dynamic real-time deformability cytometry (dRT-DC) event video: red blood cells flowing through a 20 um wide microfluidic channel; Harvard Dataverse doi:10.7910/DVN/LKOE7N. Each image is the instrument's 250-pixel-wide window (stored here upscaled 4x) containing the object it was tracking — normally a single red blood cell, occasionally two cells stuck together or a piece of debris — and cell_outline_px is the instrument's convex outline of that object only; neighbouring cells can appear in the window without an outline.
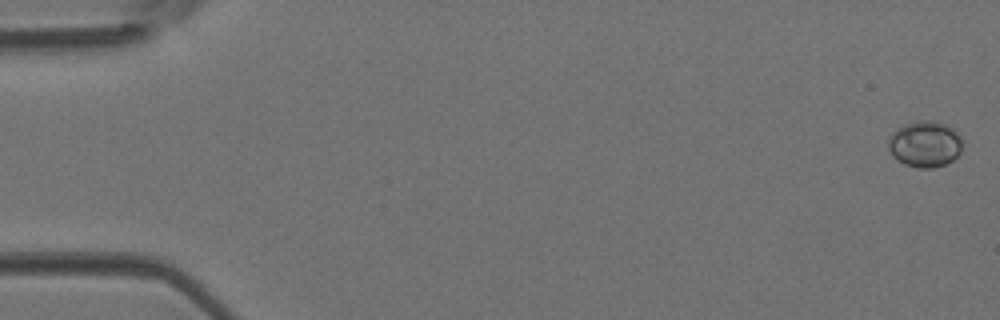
{"species": "Egyptian fruit bat (a non-hibernating species)", "species_latin": "Rousettus aegyptiacus", "temperature_condition": "room temperature", "stored_images_in_passage": 38, "camera_frame_rate_fps": 3000, "um_per_image_px": 0.085, "animal": {"sex": "female"}, "frame": {"image": 1, "passage_image": 1, "time_ms": 0.0, "image_size_px": [1000, 320], "cell_outline_px": [[964, 140], [960, 152], [952, 160], [944, 164], [932, 168], [920, 168], [904, 164], [892, 156], [888, 148], [888, 136], [896, 128], [904, 124], [916, 120], [932, 120], [944, 124], [952, 128]], "centroid_in_image_um": [78.59, 12.23], "position_along_channel_um": 6.4, "area_um2": 20.17}}
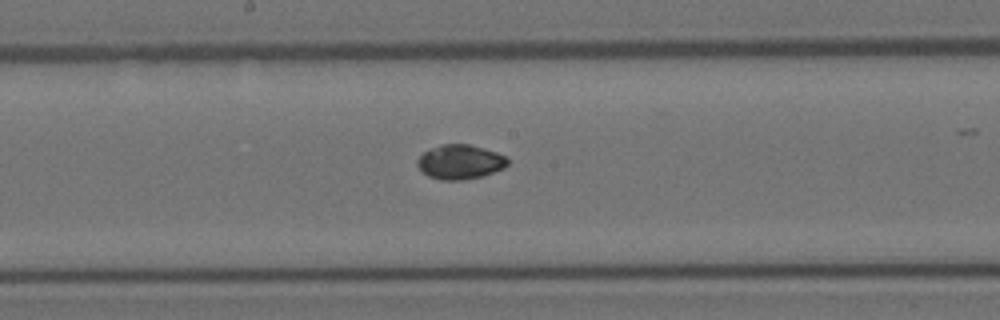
{"frame": {"image": 2, "passage_image": 25, "time_ms": 8.0, "image_size_px": [1000, 320], "cell_outline_px": [[508, 164], [504, 168], [480, 176], [460, 180], [440, 180], [428, 176], [416, 164], [416, 160], [424, 152], [440, 144], [468, 144], [484, 148], [508, 156]], "centroid_in_image_um": [39.11, 13.75], "position_along_channel_um": 209.1, "area_um2": 18.03}}
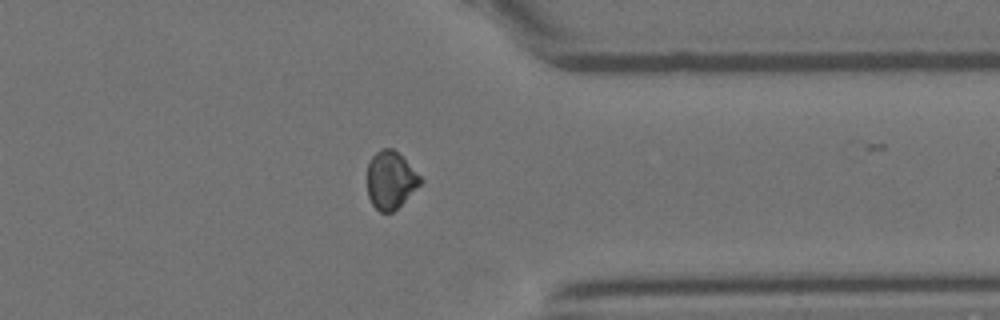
{"frame": {"image": 3, "passage_image": 37, "time_ms": 12.0, "image_size_px": [1000, 320], "cell_outline_px": [[424, 180], [392, 212], [380, 212], [372, 204], [368, 196], [368, 164], [372, 156], [380, 148], [392, 148]], "centroid_in_image_um": [33.17, 15.3], "position_along_channel_um": 378.2, "area_um2": 17.34}}